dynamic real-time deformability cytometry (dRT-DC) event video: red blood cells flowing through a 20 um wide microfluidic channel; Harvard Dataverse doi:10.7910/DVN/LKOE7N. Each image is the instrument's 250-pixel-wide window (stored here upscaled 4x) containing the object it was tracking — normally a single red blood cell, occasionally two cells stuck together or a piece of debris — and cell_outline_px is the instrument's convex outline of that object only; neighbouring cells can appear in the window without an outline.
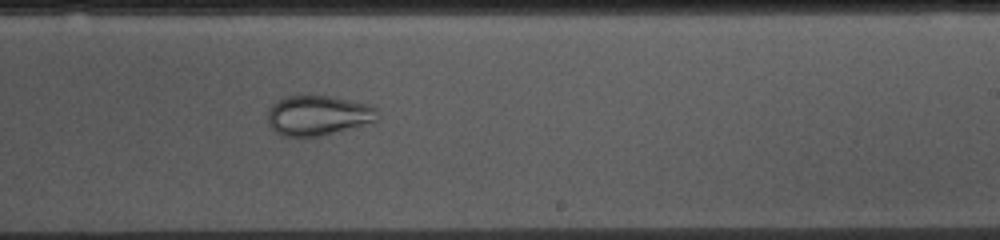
{"species": "common noctule bat (a hibernating species)", "species_latin": "Nyctalus noctula", "temperature_condition": "cold", "stored_images_in_passage": 53, "camera_frame_rate_fps": 3000, "um_per_image_px": 0.085, "animal": {"sex": "female", "body_mass_g": 10.0, "forearm_length_mm": 53.1}, "frame": {"image": 1, "passage_image": 31, "time_ms": 10.0, "image_size_px": [1000, 240], "cell_outline_px": [[376, 120], [320, 136], [280, 136], [268, 124], [268, 112], [272, 104], [276, 100], [288, 96], [308, 92], [332, 96], [372, 104], [376, 108]], "centroid_in_image_um": [26.98, 9.75], "position_along_channel_um": 262.0, "area_um2": 25.95}}
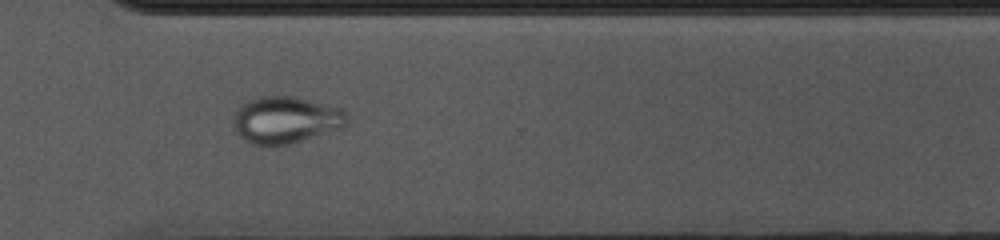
{"frame": {"image": 2, "passage_image": 38, "time_ms": 12.333, "image_size_px": [1000, 240], "cell_outline_px": [[348, 124], [344, 128], [292, 144], [252, 144], [244, 140], [236, 132], [236, 112], [240, 104], [248, 100], [260, 96], [292, 96], [340, 108], [348, 116]], "centroid_in_image_um": [24.34, 10.19], "position_along_channel_um": 346.3, "area_um2": 30.87}}
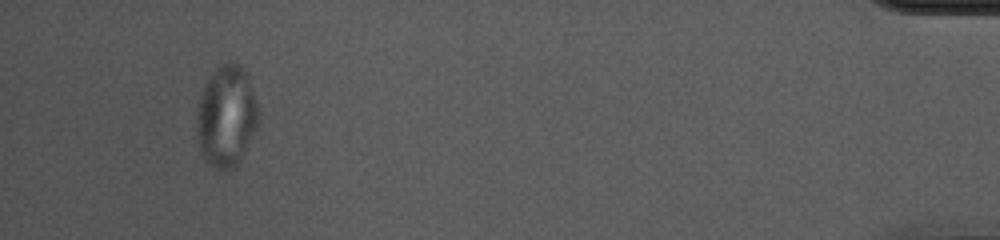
{"frame": {"image": 3, "passage_image": 50, "time_ms": 16.333, "image_size_px": [1000, 240], "cell_outline_px": [[256, 128], [240, 160], [232, 168], [216, 168], [208, 164], [204, 160], [200, 152], [196, 136], [196, 112], [200, 96], [212, 72], [220, 64], [232, 60], [240, 64], [244, 68], [256, 100]], "centroid_in_image_um": [19.19, 9.86], "position_along_channel_um": 416.0, "area_um2": 36.13}}